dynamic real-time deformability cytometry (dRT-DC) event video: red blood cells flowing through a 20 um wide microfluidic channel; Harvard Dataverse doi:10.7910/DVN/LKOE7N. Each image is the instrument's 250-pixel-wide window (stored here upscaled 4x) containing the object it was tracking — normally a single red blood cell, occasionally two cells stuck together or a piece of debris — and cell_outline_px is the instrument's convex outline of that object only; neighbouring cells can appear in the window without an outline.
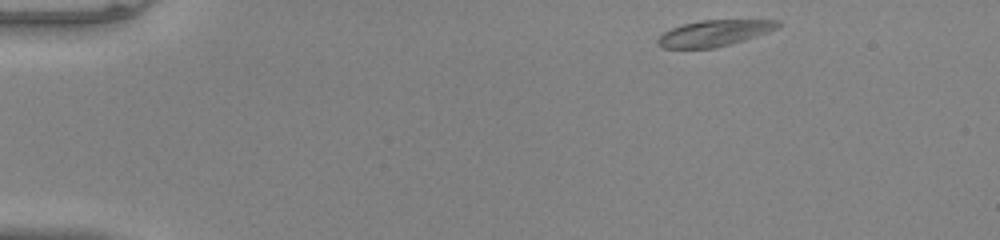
{"species": "common noctule bat (a hibernating species)", "species_latin": "Nyctalus noctula", "temperature_condition": "warm", "stored_images_in_passage": 45, "camera_frame_rate_fps": 3000, "um_per_image_px": 0.085, "animal": {"sex": "male", "body_mass_g": 20.0, "forearm_length_mm": 53.3}, "frame": {"image": 1, "passage_image": 1, "time_ms": 0.0, "image_size_px": [1000, 240], "cell_outline_px": [[784, 24], [768, 32], [744, 40], [716, 48], [664, 48], [656, 44], [656, 40], [664, 32], [672, 28], [684, 24], [700, 20], [780, 20]], "centroid_in_image_um": [60.73, 2.82], "position_along_channel_um": 24.3, "area_um2": 18.26}}
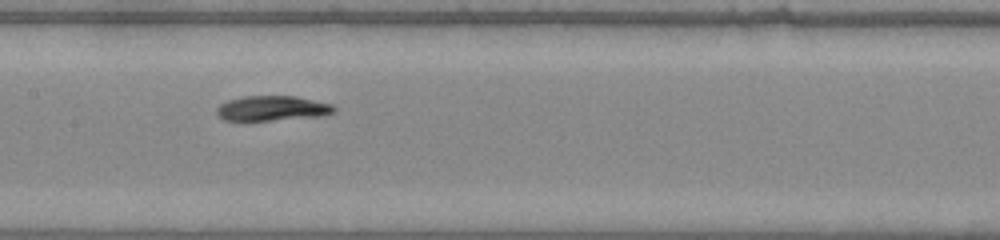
{"frame": {"image": 2, "passage_image": 20, "time_ms": 6.333, "image_size_px": [1000, 240], "cell_outline_px": [[336, 112], [324, 116], [268, 120], [224, 120], [216, 112], [216, 108], [220, 104], [228, 100], [244, 96], [296, 96], [332, 104], [336, 108]], "centroid_in_image_um": [23.18, 9.2], "position_along_channel_um": 184.2, "area_um2": 17.05}}
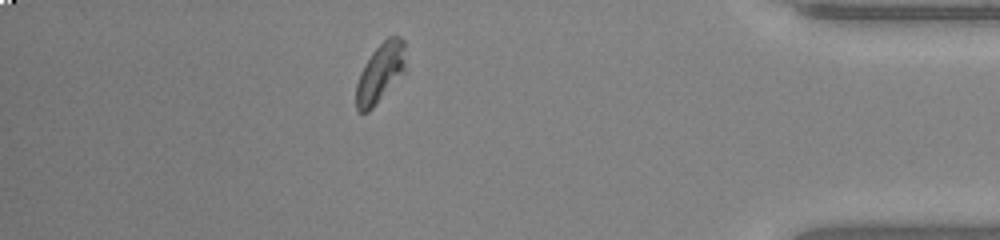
{"frame": {"image": 3, "passage_image": 39, "time_ms": 12.667, "image_size_px": [1000, 240], "cell_outline_px": [[404, 72], [372, 108], [368, 112], [360, 112], [356, 108], [356, 84], [360, 72], [364, 64], [372, 52], [388, 36], [400, 36], [404, 40]], "centroid_in_image_um": [32.3, 6.18], "position_along_channel_um": 402.9, "area_um2": 16.76}, "authors_computed_cell_mechanics": {"area_um2": 17.5134, "velocity_mm_per_s": 4.0272, "shape_relaxation_time_tau1_ms": 3.36, "shape_relaxation_time_tau2_ms": 1.3728, "deformation_change_tau1": 0.1363, "deformation_change_tau2": 0.055}}